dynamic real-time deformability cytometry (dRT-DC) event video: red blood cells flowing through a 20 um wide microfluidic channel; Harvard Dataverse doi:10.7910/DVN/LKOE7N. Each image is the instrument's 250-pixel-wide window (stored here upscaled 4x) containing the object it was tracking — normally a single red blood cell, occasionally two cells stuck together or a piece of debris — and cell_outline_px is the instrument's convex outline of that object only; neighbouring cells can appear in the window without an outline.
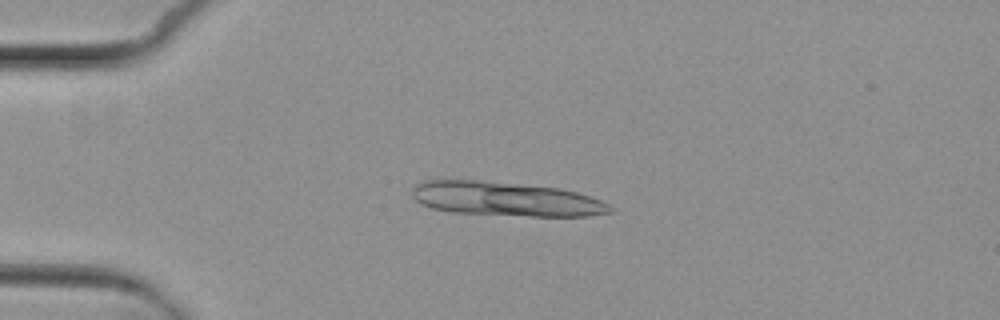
{"species": "common noctule bat (a hibernating species)", "species_latin": "Nyctalus noctula", "temperature_condition": "cold", "stored_images_in_passage": 4, "camera_frame_rate_fps": 3000, "um_per_image_px": 0.085, "animal": {"sex": "female", "body_mass_g": 29.2, "forearm_length_mm": 56.3}, "frame": {"image": 1, "passage_image": 3, "time_ms": 2.333, "image_size_px": [1000, 320], "cell_outline_px": [[616, 208], [612, 212], [588, 216], [532, 216], [452, 212], [432, 208], [416, 200], [412, 196], [412, 188], [416, 184], [424, 180], [480, 180], [560, 188], [576, 192], [600, 200]], "centroid_in_image_um": [43.01, 16.91], "position_along_channel_um": 42.0, "area_um2": 39.3}}